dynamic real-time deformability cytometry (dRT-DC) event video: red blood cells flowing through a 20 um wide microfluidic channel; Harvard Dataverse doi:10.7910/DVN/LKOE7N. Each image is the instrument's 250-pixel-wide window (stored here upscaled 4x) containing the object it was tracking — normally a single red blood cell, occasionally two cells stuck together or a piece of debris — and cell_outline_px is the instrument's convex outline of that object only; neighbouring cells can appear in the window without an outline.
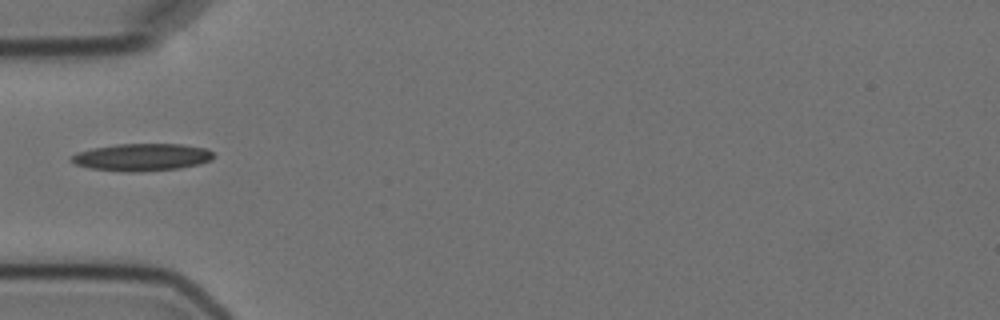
{"species": "Egyptian fruit bat (a non-hibernating species)", "species_latin": "Rousettus aegyptiacus", "temperature_condition": "cold", "stored_images_in_passage": 15, "camera_frame_rate_fps": 3000, "um_per_image_px": 0.085, "animal": {"sex": "female"}, "frame": {"image": 1, "passage_image": 5, "time_ms": 5.667, "image_size_px": [1000, 320], "cell_outline_px": [[212, 160], [200, 164], [180, 168], [140, 172], [128, 172], [88, 168], [76, 164], [72, 160], [72, 156], [76, 152], [92, 148], [116, 144], [180, 144], [204, 148], [212, 152]], "centroid_in_image_um": [12.05, 13.36], "position_along_channel_um": 72.9, "area_um2": 22.6}}
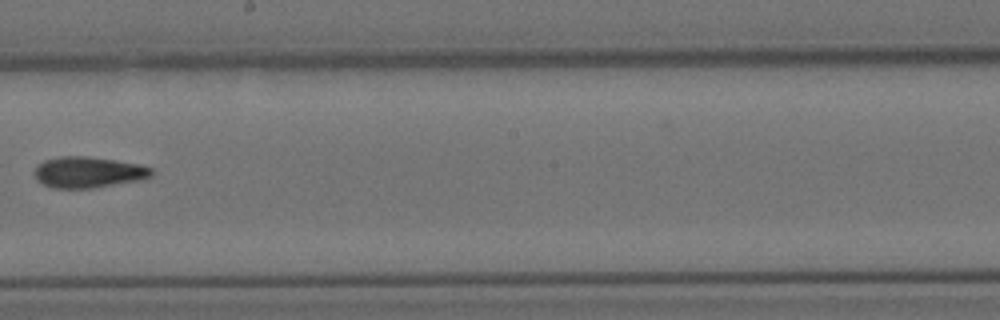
{"frame": {"image": 2, "passage_image": 9, "time_ms": 10.333, "image_size_px": [1000, 320], "cell_outline_px": [[152, 176], [144, 180], [92, 188], [52, 188], [36, 180], [32, 172], [36, 164], [44, 160], [60, 156], [84, 156], [116, 160], [140, 164], [152, 168]], "centroid_in_image_um": [7.49, 14.64], "position_along_channel_um": 240.7, "area_um2": 21.56}}
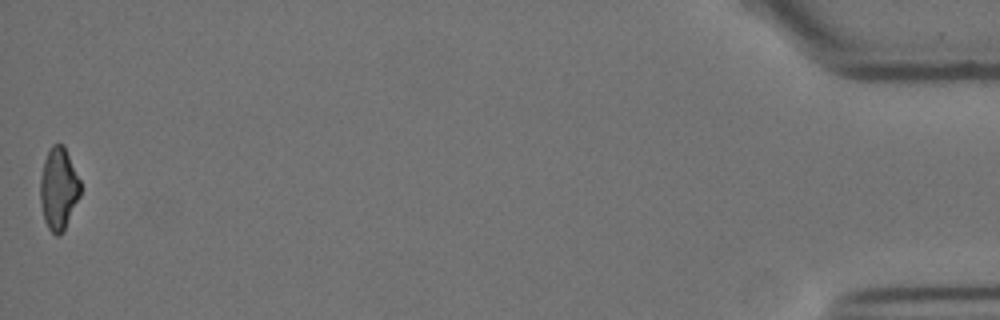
{"frame": {"image": 3, "passage_image": 15, "time_ms": 18.333, "image_size_px": [1000, 320], "cell_outline_px": [[80, 196], [64, 232], [60, 236], [56, 236], [48, 228], [44, 220], [40, 200], [40, 180], [44, 160], [52, 144], [64, 144], [80, 180]], "centroid_in_image_um": [4.99, 16.06], "position_along_channel_um": 430.2, "area_um2": 19.36}, "authors_computed_cell_mechanics": {"area_um2": 20.519, "velocity_mm_per_s": 3.5787, "shape_relaxation_time_tau1_ms": 5.6818, "shape_relaxation_time_tau2_ms": 10.7657, "deformation_change_tau1": 0.143, "deformation_change_tau2": 0.2078}}